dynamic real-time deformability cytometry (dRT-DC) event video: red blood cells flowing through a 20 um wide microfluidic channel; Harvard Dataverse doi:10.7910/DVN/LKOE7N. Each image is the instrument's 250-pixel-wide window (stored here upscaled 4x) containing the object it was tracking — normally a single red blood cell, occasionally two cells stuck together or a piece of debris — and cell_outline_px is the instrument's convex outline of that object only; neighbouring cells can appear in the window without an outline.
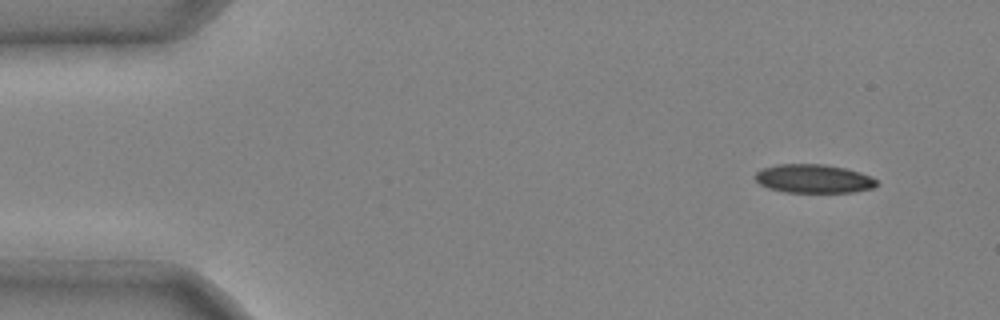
{"species": "common noctule bat (a hibernating species)", "species_latin": "Nyctalus noctula", "temperature_condition": "cold", "stored_images_in_passage": 6, "camera_frame_rate_fps": 3000, "um_per_image_px": 0.085, "animal": {"sex": "male", "body_mass_g": 20.4}, "frame": {"image": 1, "passage_image": 1, "time_ms": 0.0, "image_size_px": [1000, 320], "cell_outline_px": [[880, 184], [872, 188], [856, 192], [784, 192], [768, 188], [760, 184], [752, 176], [760, 168], [776, 164], [824, 164], [844, 168], [860, 172], [872, 176]], "centroid_in_image_um": [69.14, 15.18], "position_along_channel_um": 15.9, "area_um2": 20.58}}
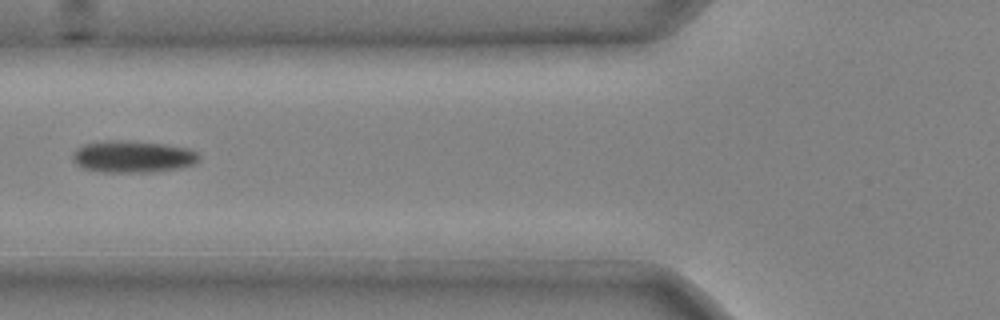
{"frame": {"image": 2, "passage_image": 5, "time_ms": 1.333, "image_size_px": [1000, 320], "cell_outline_px": [[200, 160], [196, 164], [180, 168], [148, 172], [104, 172], [84, 168], [76, 164], [72, 160], [72, 152], [76, 148], [84, 144], [104, 140], [128, 140], [164, 144], [188, 148], [196, 152], [200, 156]], "centroid_in_image_um": [11.28, 13.3], "position_along_channel_um": 114.5, "area_um2": 23.76}}
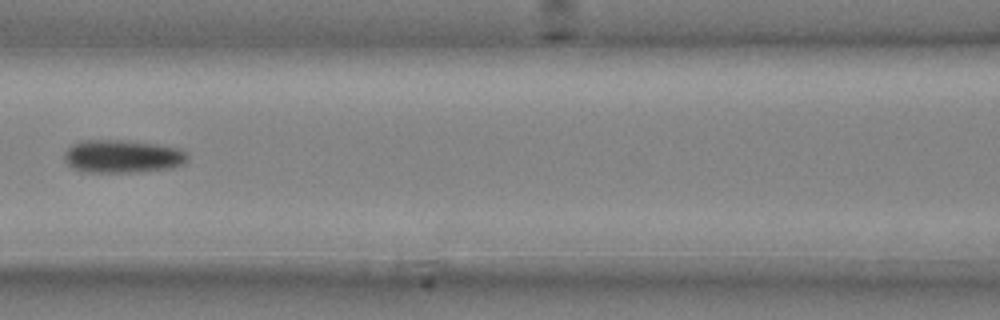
{"frame": {"image": 3, "passage_image": 6, "time_ms": 1.667, "image_size_px": [1000, 320], "cell_outline_px": [[188, 156], [184, 164], [172, 168], [140, 172], [84, 172], [68, 164], [64, 160], [64, 152], [72, 144], [80, 140], [124, 140], [152, 144], [176, 148], [184, 152]], "centroid_in_image_um": [10.37, 13.3], "position_along_channel_um": 156.2, "area_um2": 23.58}}